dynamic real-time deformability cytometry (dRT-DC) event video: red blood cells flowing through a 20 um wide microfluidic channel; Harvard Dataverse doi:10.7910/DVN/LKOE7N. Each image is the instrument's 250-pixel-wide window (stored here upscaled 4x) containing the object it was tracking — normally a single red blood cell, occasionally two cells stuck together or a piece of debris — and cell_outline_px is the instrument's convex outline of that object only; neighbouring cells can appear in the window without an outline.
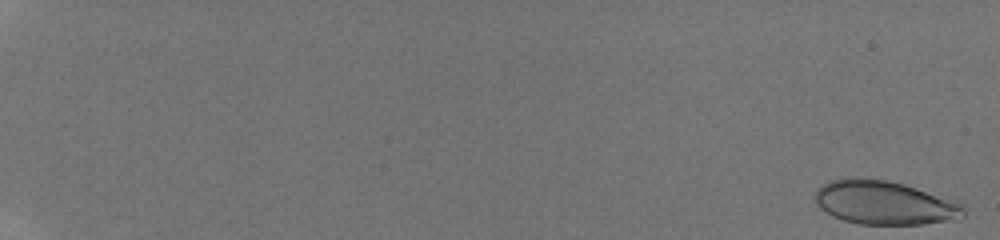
{"species": "human", "species_latin": "Homo sapiens", "temperature_condition": "room temperature", "stored_images_in_passage": 17, "camera_frame_rate_fps": 3000, "um_per_image_px": 0.085, "donor": {"sex": "male"}, "frame": {"image": 1, "passage_image": 1, "time_ms": 0.0, "image_size_px": [1000, 240], "cell_outline_px": [[964, 216], [960, 220], [924, 224], [860, 224], [844, 220], [832, 216], [820, 208], [816, 204], [816, 188], [820, 184], [832, 180], [856, 176], [888, 180], [904, 184], [956, 200], [964, 208]], "centroid_in_image_um": [75.19, 17.22], "position_along_channel_um": 9.8, "area_um2": 38.38}}
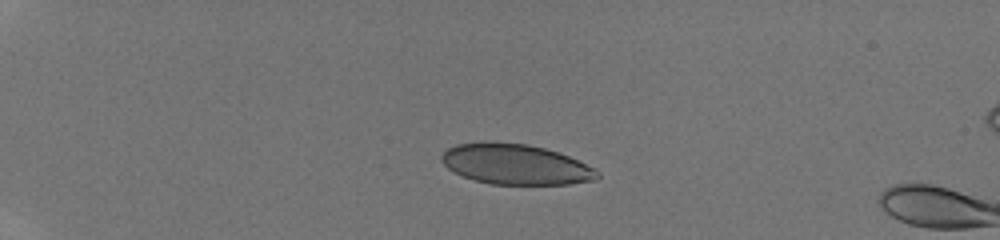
{"frame": {"image": 2, "passage_image": 15, "time_ms": 4.667, "image_size_px": [1000, 240], "cell_outline_px": [[600, 176], [596, 180], [568, 184], [492, 184], [476, 180], [464, 176], [448, 168], [440, 160], [440, 156], [448, 148], [456, 144], [488, 140], [528, 144], [544, 148], [568, 156], [596, 168], [600, 172]], "centroid_in_image_um": [43.83, 13.95], "position_along_channel_um": 41.2, "area_um2": 36.82}}